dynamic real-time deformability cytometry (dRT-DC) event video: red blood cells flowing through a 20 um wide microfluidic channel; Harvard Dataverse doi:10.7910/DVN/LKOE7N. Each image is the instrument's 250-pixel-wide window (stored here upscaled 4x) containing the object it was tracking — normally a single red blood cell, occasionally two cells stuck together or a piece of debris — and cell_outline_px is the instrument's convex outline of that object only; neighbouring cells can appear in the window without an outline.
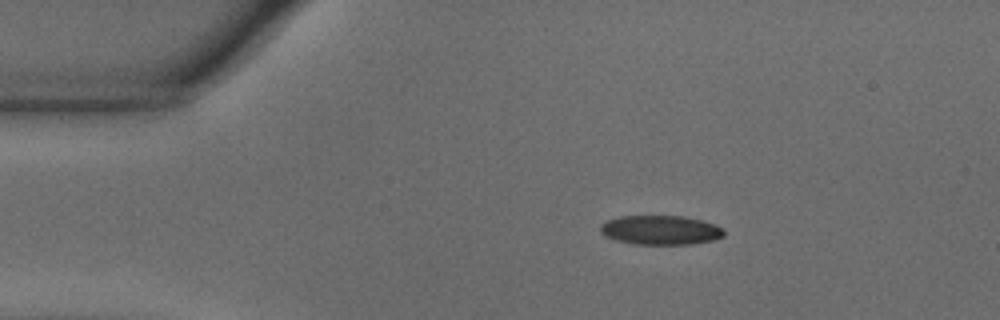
{"species": "common noctule bat (a hibernating species)", "species_latin": "Nyctalus noctula", "temperature_condition": "warm", "stored_images_in_passage": 46, "camera_frame_rate_fps": 3000, "um_per_image_px": 0.085, "animal": {"sex": "male", "body_mass_g": 18.8}, "frame": {"image": 1, "passage_image": 1, "time_ms": 0.0, "image_size_px": [1000, 320], "cell_outline_px": [[724, 236], [712, 240], [692, 244], [636, 244], [616, 240], [604, 236], [600, 232], [600, 224], [608, 220], [620, 216], [684, 216], [700, 220], [724, 228]], "centroid_in_image_um": [56.12, 19.55], "position_along_channel_um": 28.9, "area_um2": 21.04}}
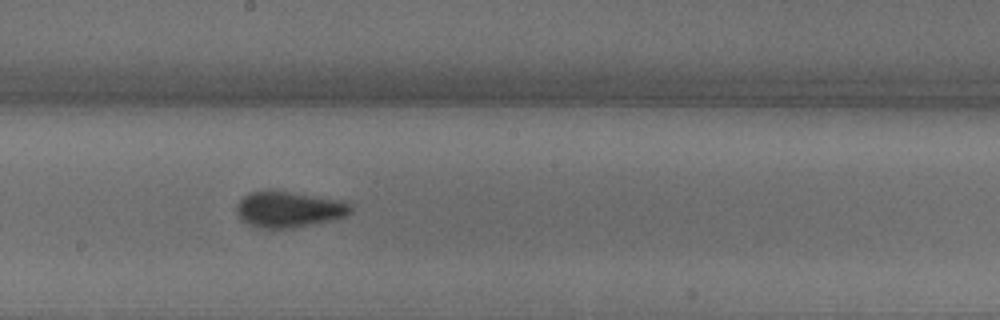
{"frame": {"image": 2, "passage_image": 21, "time_ms": 6.667, "image_size_px": [1000, 320], "cell_outline_px": [[352, 212], [344, 216], [332, 220], [292, 228], [260, 228], [248, 224], [240, 220], [236, 212], [236, 204], [244, 196], [252, 192], [264, 188], [268, 188], [332, 200], [352, 204]], "centroid_in_image_um": [24.45, 17.79], "position_along_channel_um": 223.7, "area_um2": 23.81}}
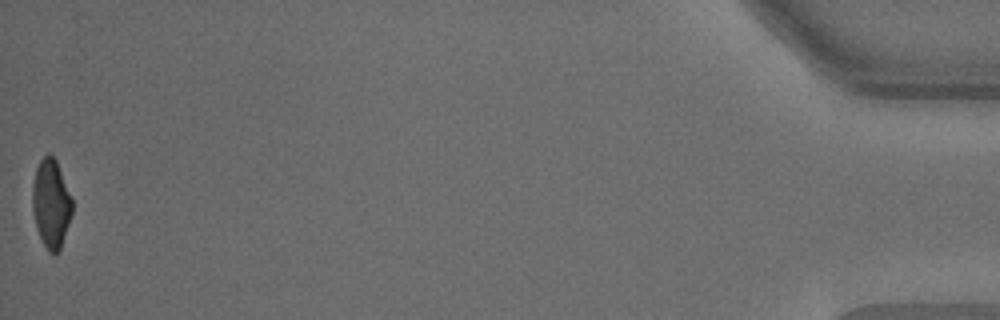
{"frame": {"image": 3, "passage_image": 46, "time_ms": 15.0, "image_size_px": [1000, 320], "cell_outline_px": [[72, 212], [60, 248], [56, 256], [52, 256], [48, 252], [36, 228], [32, 208], [32, 184], [36, 168], [40, 160], [48, 152], [56, 160], [72, 196]], "centroid_in_image_um": [4.33, 17.3], "position_along_channel_um": 430.9, "area_um2": 20.63}, "authors_computed_cell_mechanics": {"area_um2": 22.5131, "velocity_mm_per_s": 3.6805, "shape_relaxation_time_tau1_ms": 3.9354, "shape_relaxation_time_tau2_ms": 1.0023, "deformation_change_tau1": 0.1463, "deformation_change_tau2": 0.071}}